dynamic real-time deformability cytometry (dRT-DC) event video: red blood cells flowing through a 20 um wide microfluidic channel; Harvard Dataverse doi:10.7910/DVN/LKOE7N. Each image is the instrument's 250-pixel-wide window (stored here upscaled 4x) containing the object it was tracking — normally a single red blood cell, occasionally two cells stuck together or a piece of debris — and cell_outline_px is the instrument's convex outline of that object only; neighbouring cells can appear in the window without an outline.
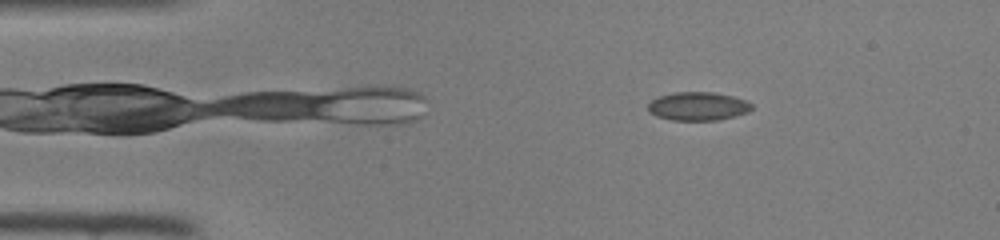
{"species": "common noctule bat (a hibernating species)", "species_latin": "Nyctalus noctula", "temperature_condition": "room temperature", "stored_images_in_passage": 47, "camera_frame_rate_fps": 3000, "um_per_image_px": 0.085, "animal": {"sex": "female", "body_mass_g": 22.0, "forearm_length_mm": 56.7}, "frame": {"image": 1, "passage_image": 7, "time_ms": 2.0, "image_size_px": [1000, 240], "cell_outline_px": [[752, 108], [748, 112], [716, 120], [672, 120], [656, 116], [648, 112], [648, 104], [652, 100], [660, 96], [676, 92], [712, 92], [732, 96], [744, 100], [752, 104]], "centroid_in_image_um": [59.3, 9.03], "position_along_channel_um": 25.7, "area_um2": 16.99}}
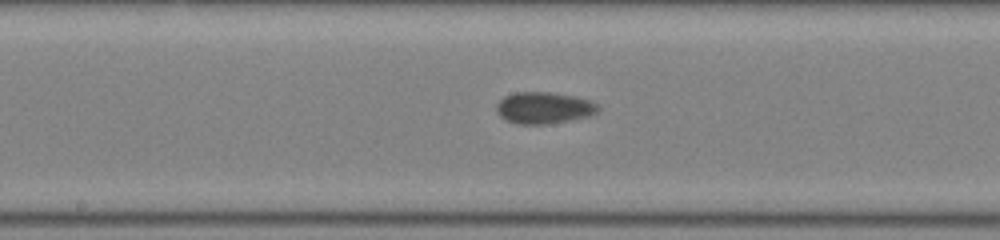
{"frame": {"image": 2, "passage_image": 24, "time_ms": 7.667, "image_size_px": [1000, 240], "cell_outline_px": [[600, 108], [596, 112], [588, 116], [548, 124], [516, 124], [500, 116], [496, 112], [496, 104], [504, 96], [516, 92], [548, 92], [576, 96], [600, 104]], "centroid_in_image_um": [46.22, 9.16], "position_along_channel_um": 202.0, "area_um2": 18.73}}
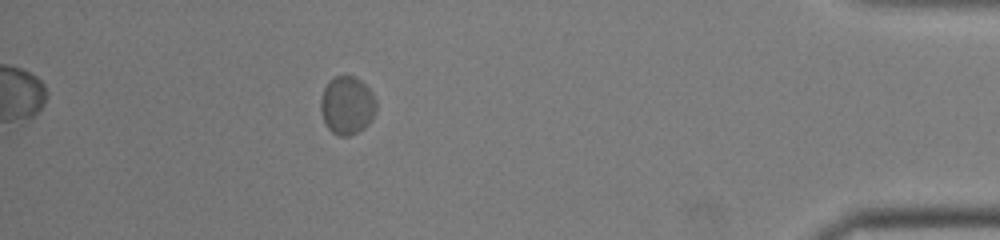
{"frame": {"image": 3, "passage_image": 42, "time_ms": 13.667, "image_size_px": [1000, 240], "cell_outline_px": [[376, 112], [372, 120], [364, 128], [348, 136], [340, 136], [332, 132], [328, 128], [324, 120], [320, 108], [320, 100], [324, 88], [328, 80], [336, 76], [356, 76], [372, 92], [376, 100]], "centroid_in_image_um": [29.5, 8.95], "position_along_channel_um": 405.7, "area_um2": 18.9}}